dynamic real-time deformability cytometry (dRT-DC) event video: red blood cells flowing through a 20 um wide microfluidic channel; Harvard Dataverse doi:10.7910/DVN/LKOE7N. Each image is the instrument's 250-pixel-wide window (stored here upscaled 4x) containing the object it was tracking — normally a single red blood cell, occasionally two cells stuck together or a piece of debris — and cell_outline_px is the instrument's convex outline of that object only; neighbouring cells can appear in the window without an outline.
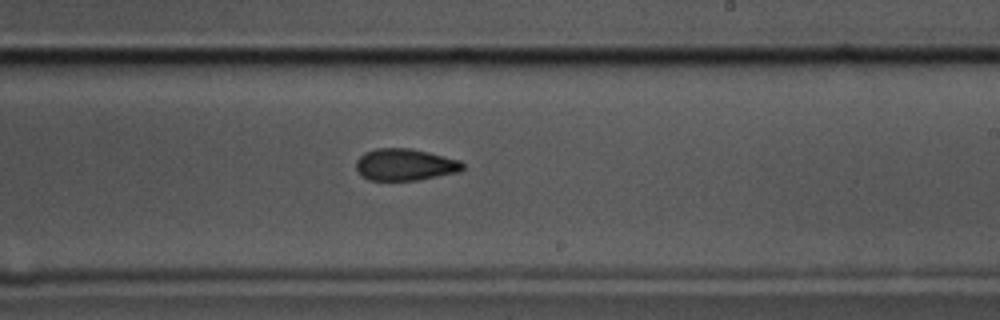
{"species": "common noctule bat (a hibernating species)", "species_latin": "Nyctalus noctula", "temperature_condition": "cold", "stored_images_in_passage": 58, "camera_frame_rate_fps": 3000, "um_per_image_px": 0.085, "animal": {"sex": "male", "body_mass_g": 17.5, "forearm_length_mm": 52.3}, "frame": {"image": 1, "passage_image": 34, "time_ms": 11.0, "image_size_px": [1000, 320], "cell_outline_px": [[464, 168], [460, 172], [416, 180], [368, 180], [360, 176], [356, 168], [356, 160], [364, 152], [376, 148], [412, 148], [460, 160], [464, 164]], "centroid_in_image_um": [34.41, 13.99], "position_along_channel_um": 254.6, "area_um2": 19.94}, "authors_computed_cell_mechanics": {"area_um2": 20.808, "velocity_mm_per_s": 3.4922, "shape_relaxation_time_tau1_ms": null, "shape_relaxation_time_tau2_ms": 4.2903, "deformation_change_tau1": null, "deformation_change_tau2": 0.111}}